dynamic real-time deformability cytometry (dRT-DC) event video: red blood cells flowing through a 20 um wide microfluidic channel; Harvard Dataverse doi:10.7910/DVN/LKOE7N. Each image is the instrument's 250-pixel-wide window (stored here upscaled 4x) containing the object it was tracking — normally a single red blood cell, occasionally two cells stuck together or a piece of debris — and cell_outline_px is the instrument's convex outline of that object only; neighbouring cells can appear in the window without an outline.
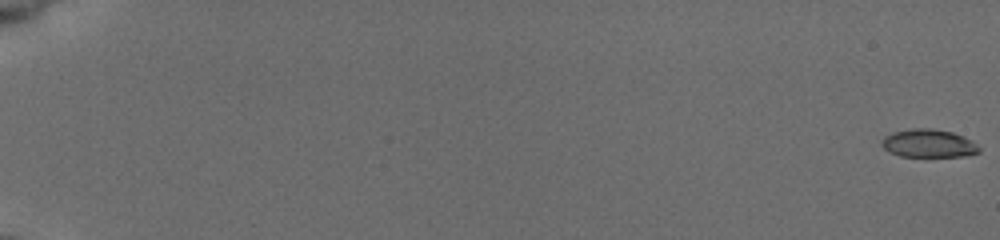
{"species": "common noctule bat (a hibernating species)", "species_latin": "Nyctalus noctula", "temperature_condition": "cold", "stored_images_in_passage": 56, "camera_frame_rate_fps": 3000, "um_per_image_px": 0.085, "animal": {"sex": "female", "body_mass_g": 19.5, "forearm_length_mm": 54.1}, "frame": {"image": 1, "passage_image": 1, "time_ms": 0.0, "image_size_px": [1000, 240], "cell_outline_px": [[980, 152], [964, 156], [900, 156], [888, 152], [880, 144], [880, 140], [884, 136], [892, 132], [912, 128], [932, 128], [952, 132], [964, 136], [972, 140], [980, 148]], "centroid_in_image_um": [78.9, 12.18], "position_along_channel_um": 6.1, "area_um2": 16.13}}
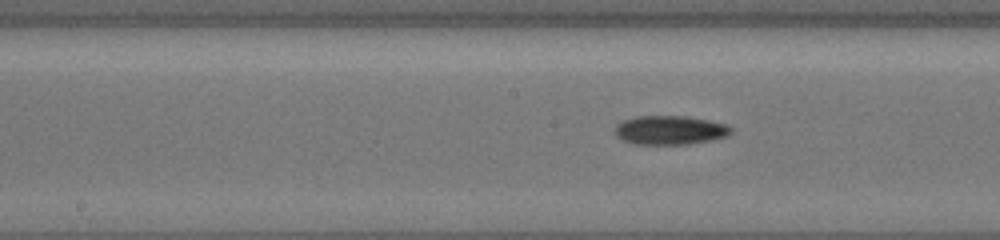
{"frame": {"image": 2, "passage_image": 32, "time_ms": 10.333, "image_size_px": [1000, 240], "cell_outline_px": [[732, 132], [724, 136], [708, 140], [688, 144], [636, 144], [624, 140], [616, 132], [616, 124], [624, 120], [636, 116], [684, 116], [708, 120], [728, 124], [732, 128]], "centroid_in_image_um": [56.97, 11.05], "position_along_channel_um": 191.2, "area_um2": 19.25}}
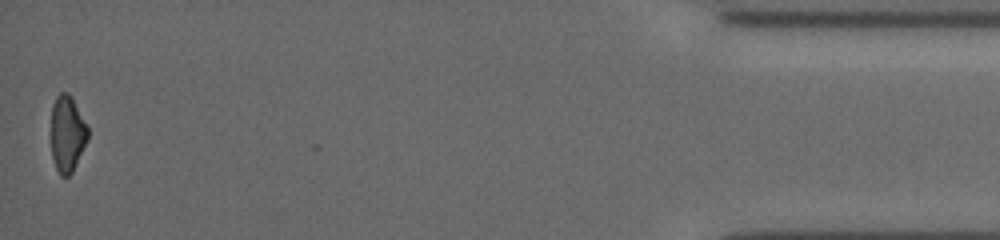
{"frame": {"image": 3, "passage_image": 56, "time_ms": 18.333, "image_size_px": [1000, 240], "cell_outline_px": [[88, 140], [72, 172], [68, 176], [60, 176], [56, 168], [52, 156], [52, 104], [56, 96], [60, 92], [68, 92], [72, 96], [88, 128]], "centroid_in_image_um": [5.72, 11.35], "position_along_channel_um": 429.5, "area_um2": 16.3}, "authors_computed_cell_mechanics": {"area_um2": 17.4845, "velocity_mm_per_s": 3.9045, "shape_relaxation_time_tau1_ms": 2.5869, "shape_relaxation_time_tau2_ms": 4.7625, "deformation_change_tau1": 0.1028, "deformation_change_tau2": 0.1132}}